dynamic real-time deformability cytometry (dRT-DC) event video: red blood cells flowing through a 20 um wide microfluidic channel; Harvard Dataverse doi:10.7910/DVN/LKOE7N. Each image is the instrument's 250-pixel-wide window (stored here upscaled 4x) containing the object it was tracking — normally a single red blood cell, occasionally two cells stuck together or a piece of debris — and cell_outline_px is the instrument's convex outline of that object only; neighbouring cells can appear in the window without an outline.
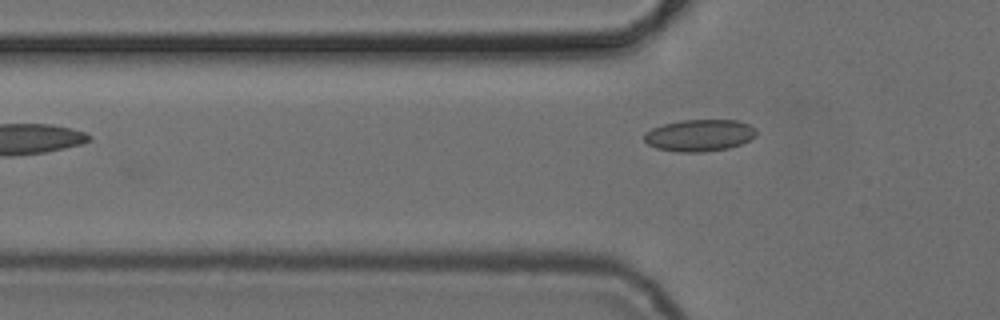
{"species": "common noctule bat (a hibernating species)", "species_latin": "Nyctalus noctula", "temperature_condition": "cold", "stored_images_in_passage": 8, "camera_frame_rate_fps": 3000, "um_per_image_px": 0.085, "animal": {"sex": "female", "body_mass_g": 24.6, "forearm_length_mm": 56.2}, "frame": {"image": 1, "passage_image": 8, "time_ms": 9.333, "image_size_px": [1000, 320], "cell_outline_px": [[756, 136], [740, 144], [728, 148], [704, 152], [676, 152], [656, 148], [648, 144], [644, 140], [644, 132], [652, 128], [664, 124], [680, 120], [736, 120], [748, 124], [756, 128]], "centroid_in_image_um": [59.44, 11.5], "position_along_channel_um": 66.4, "area_um2": 20.87}}